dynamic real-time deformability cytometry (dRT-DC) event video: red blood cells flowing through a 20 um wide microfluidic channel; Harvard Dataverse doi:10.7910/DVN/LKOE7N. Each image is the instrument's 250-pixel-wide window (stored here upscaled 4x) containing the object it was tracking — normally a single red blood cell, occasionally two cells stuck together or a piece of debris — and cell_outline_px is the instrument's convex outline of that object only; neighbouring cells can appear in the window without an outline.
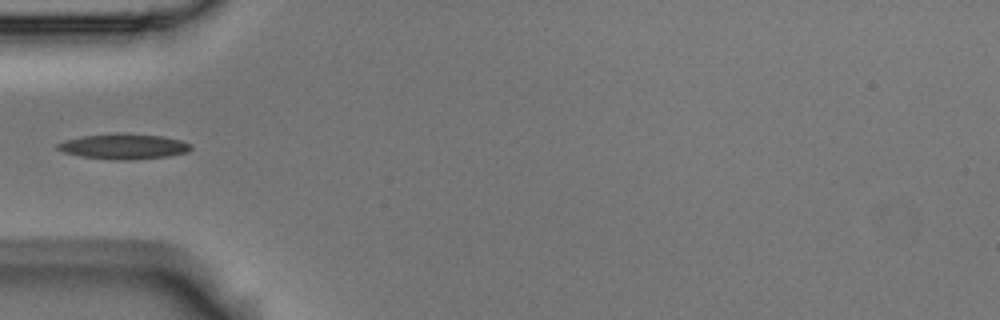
{"species": "Egyptian fruit bat (a non-hibernating species)", "species_latin": "Rousettus aegyptiacus", "temperature_condition": "room temperature", "stored_images_in_passage": 4, "camera_frame_rate_fps": 3000, "um_per_image_px": 0.085, "animal": {"sex": "male"}, "frame": {"image": 1, "passage_image": 3, "time_ms": 0.667, "image_size_px": [1000, 320], "cell_outline_px": [[192, 148], [188, 152], [168, 156], [128, 160], [112, 160], [80, 156], [64, 152], [56, 148], [56, 144], [64, 140], [84, 136], [116, 132], [124, 132], [160, 136], [180, 140], [192, 144]], "centroid_in_image_um": [10.51, 12.44], "position_along_channel_um": 74.5, "area_um2": 19.88}}
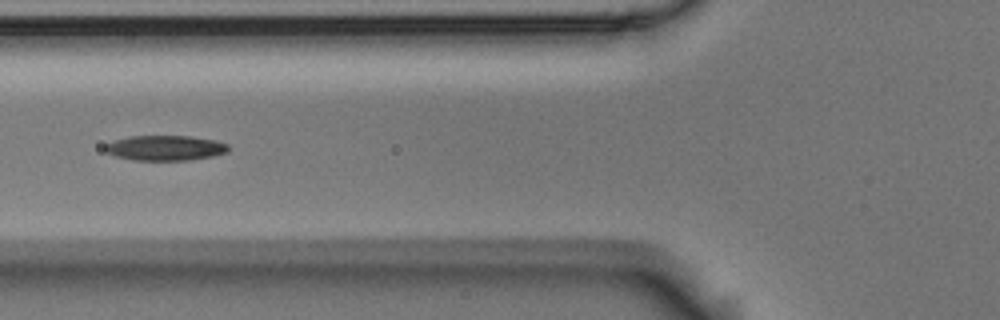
{"frame": {"image": 2, "passage_image": 4, "time_ms": 1.0, "image_size_px": [1000, 320], "cell_outline_px": [[228, 152], [212, 156], [188, 160], [132, 160], [116, 156], [108, 152], [104, 148], [104, 144], [128, 136], [192, 136], [216, 140], [228, 144]], "centroid_in_image_um": [14.06, 12.57], "position_along_channel_um": 111.7, "area_um2": 18.03}}